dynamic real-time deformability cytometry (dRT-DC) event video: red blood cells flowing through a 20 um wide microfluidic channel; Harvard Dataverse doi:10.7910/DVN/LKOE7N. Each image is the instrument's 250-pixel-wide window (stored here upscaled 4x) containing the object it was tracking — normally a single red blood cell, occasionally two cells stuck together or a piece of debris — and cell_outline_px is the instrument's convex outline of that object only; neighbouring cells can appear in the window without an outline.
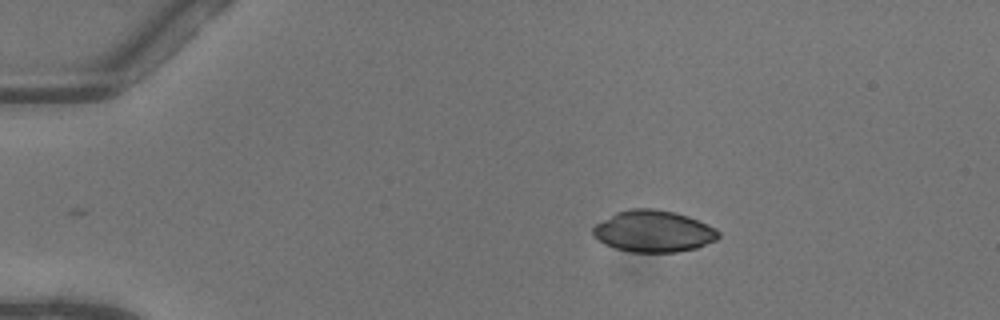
{"species": "common noctule bat (a hibernating species)", "species_latin": "Nyctalus noctula", "temperature_condition": "warm", "stored_images_in_passage": 6, "camera_frame_rate_fps": 3000, "um_per_image_px": 0.085, "animal": {"sex": "female"}, "frame": {"image": 1, "passage_image": 1, "time_ms": 0.0, "image_size_px": [1000, 320], "cell_outline_px": [[720, 236], [716, 240], [696, 248], [676, 252], [628, 252], [604, 244], [592, 232], [592, 228], [596, 224], [616, 212], [628, 208], [656, 208], [676, 212], [688, 216], [716, 228], [720, 232]], "centroid_in_image_um": [55.56, 19.65], "position_along_channel_um": 29.4, "area_um2": 30.52}}